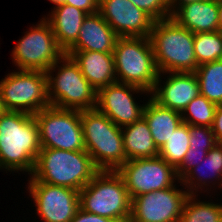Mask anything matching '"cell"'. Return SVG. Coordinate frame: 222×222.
<instances>
[{
  "label": "cell",
  "mask_w": 222,
  "mask_h": 222,
  "mask_svg": "<svg viewBox=\"0 0 222 222\" xmlns=\"http://www.w3.org/2000/svg\"><path fill=\"white\" fill-rule=\"evenodd\" d=\"M40 151L34 115L8 110L0 114V171L30 176Z\"/></svg>",
  "instance_id": "1"
},
{
  "label": "cell",
  "mask_w": 222,
  "mask_h": 222,
  "mask_svg": "<svg viewBox=\"0 0 222 222\" xmlns=\"http://www.w3.org/2000/svg\"><path fill=\"white\" fill-rule=\"evenodd\" d=\"M100 170L87 151L41 148L28 182L83 189Z\"/></svg>",
  "instance_id": "2"
},
{
  "label": "cell",
  "mask_w": 222,
  "mask_h": 222,
  "mask_svg": "<svg viewBox=\"0 0 222 222\" xmlns=\"http://www.w3.org/2000/svg\"><path fill=\"white\" fill-rule=\"evenodd\" d=\"M155 63L159 73L195 72L194 33L172 18L155 21L150 33Z\"/></svg>",
  "instance_id": "3"
},
{
  "label": "cell",
  "mask_w": 222,
  "mask_h": 222,
  "mask_svg": "<svg viewBox=\"0 0 222 222\" xmlns=\"http://www.w3.org/2000/svg\"><path fill=\"white\" fill-rule=\"evenodd\" d=\"M84 145L99 170L116 171L126 161L121 127L96 108L81 111Z\"/></svg>",
  "instance_id": "4"
},
{
  "label": "cell",
  "mask_w": 222,
  "mask_h": 222,
  "mask_svg": "<svg viewBox=\"0 0 222 222\" xmlns=\"http://www.w3.org/2000/svg\"><path fill=\"white\" fill-rule=\"evenodd\" d=\"M46 74L51 106L79 111L96 108L97 91L70 56L64 54Z\"/></svg>",
  "instance_id": "5"
},
{
  "label": "cell",
  "mask_w": 222,
  "mask_h": 222,
  "mask_svg": "<svg viewBox=\"0 0 222 222\" xmlns=\"http://www.w3.org/2000/svg\"><path fill=\"white\" fill-rule=\"evenodd\" d=\"M80 208L92 214L129 222L131 198L117 171L100 170L79 191Z\"/></svg>",
  "instance_id": "6"
},
{
  "label": "cell",
  "mask_w": 222,
  "mask_h": 222,
  "mask_svg": "<svg viewBox=\"0 0 222 222\" xmlns=\"http://www.w3.org/2000/svg\"><path fill=\"white\" fill-rule=\"evenodd\" d=\"M116 80L152 92L159 71L149 37H119L113 50Z\"/></svg>",
  "instance_id": "7"
},
{
  "label": "cell",
  "mask_w": 222,
  "mask_h": 222,
  "mask_svg": "<svg viewBox=\"0 0 222 222\" xmlns=\"http://www.w3.org/2000/svg\"><path fill=\"white\" fill-rule=\"evenodd\" d=\"M5 110L34 115L50 106L47 74L38 70H13L0 80Z\"/></svg>",
  "instance_id": "8"
},
{
  "label": "cell",
  "mask_w": 222,
  "mask_h": 222,
  "mask_svg": "<svg viewBox=\"0 0 222 222\" xmlns=\"http://www.w3.org/2000/svg\"><path fill=\"white\" fill-rule=\"evenodd\" d=\"M31 25L12 48V64L17 70L46 72L65 52L58 46L52 27L44 17Z\"/></svg>",
  "instance_id": "9"
},
{
  "label": "cell",
  "mask_w": 222,
  "mask_h": 222,
  "mask_svg": "<svg viewBox=\"0 0 222 222\" xmlns=\"http://www.w3.org/2000/svg\"><path fill=\"white\" fill-rule=\"evenodd\" d=\"M41 148L86 151L81 111L48 106L34 114Z\"/></svg>",
  "instance_id": "10"
},
{
  "label": "cell",
  "mask_w": 222,
  "mask_h": 222,
  "mask_svg": "<svg viewBox=\"0 0 222 222\" xmlns=\"http://www.w3.org/2000/svg\"><path fill=\"white\" fill-rule=\"evenodd\" d=\"M116 171L123 178L131 199L173 187L180 181L177 169L159 155L126 161Z\"/></svg>",
  "instance_id": "11"
},
{
  "label": "cell",
  "mask_w": 222,
  "mask_h": 222,
  "mask_svg": "<svg viewBox=\"0 0 222 222\" xmlns=\"http://www.w3.org/2000/svg\"><path fill=\"white\" fill-rule=\"evenodd\" d=\"M35 215L43 222H70L80 208L79 191L44 182L26 183ZM39 215V216H38Z\"/></svg>",
  "instance_id": "12"
},
{
  "label": "cell",
  "mask_w": 222,
  "mask_h": 222,
  "mask_svg": "<svg viewBox=\"0 0 222 222\" xmlns=\"http://www.w3.org/2000/svg\"><path fill=\"white\" fill-rule=\"evenodd\" d=\"M188 196L181 180L173 187L136 196L131 199L129 222H180Z\"/></svg>",
  "instance_id": "13"
},
{
  "label": "cell",
  "mask_w": 222,
  "mask_h": 222,
  "mask_svg": "<svg viewBox=\"0 0 222 222\" xmlns=\"http://www.w3.org/2000/svg\"><path fill=\"white\" fill-rule=\"evenodd\" d=\"M139 95L150 97L151 93L135 85L115 82L97 91L96 109L115 125L124 127L139 120L143 115L146 102L140 104Z\"/></svg>",
  "instance_id": "14"
},
{
  "label": "cell",
  "mask_w": 222,
  "mask_h": 222,
  "mask_svg": "<svg viewBox=\"0 0 222 222\" xmlns=\"http://www.w3.org/2000/svg\"><path fill=\"white\" fill-rule=\"evenodd\" d=\"M98 13L119 37H150L155 22L130 0H99Z\"/></svg>",
  "instance_id": "15"
},
{
  "label": "cell",
  "mask_w": 222,
  "mask_h": 222,
  "mask_svg": "<svg viewBox=\"0 0 222 222\" xmlns=\"http://www.w3.org/2000/svg\"><path fill=\"white\" fill-rule=\"evenodd\" d=\"M198 95H200L199 82L194 72L159 73L154 90L151 92V97L161 106L180 113Z\"/></svg>",
  "instance_id": "16"
},
{
  "label": "cell",
  "mask_w": 222,
  "mask_h": 222,
  "mask_svg": "<svg viewBox=\"0 0 222 222\" xmlns=\"http://www.w3.org/2000/svg\"><path fill=\"white\" fill-rule=\"evenodd\" d=\"M181 182L189 195L206 193V195L210 194L211 198L218 196V190L222 191V143L211 148L203 161L189 171Z\"/></svg>",
  "instance_id": "17"
},
{
  "label": "cell",
  "mask_w": 222,
  "mask_h": 222,
  "mask_svg": "<svg viewBox=\"0 0 222 222\" xmlns=\"http://www.w3.org/2000/svg\"><path fill=\"white\" fill-rule=\"evenodd\" d=\"M79 66L85 79L98 91L117 82L113 53L98 51H66Z\"/></svg>",
  "instance_id": "18"
},
{
  "label": "cell",
  "mask_w": 222,
  "mask_h": 222,
  "mask_svg": "<svg viewBox=\"0 0 222 222\" xmlns=\"http://www.w3.org/2000/svg\"><path fill=\"white\" fill-rule=\"evenodd\" d=\"M119 36L97 12L83 21L76 42L67 51H98L113 53Z\"/></svg>",
  "instance_id": "19"
},
{
  "label": "cell",
  "mask_w": 222,
  "mask_h": 222,
  "mask_svg": "<svg viewBox=\"0 0 222 222\" xmlns=\"http://www.w3.org/2000/svg\"><path fill=\"white\" fill-rule=\"evenodd\" d=\"M219 0H202L178 7L171 17L192 33L219 31Z\"/></svg>",
  "instance_id": "20"
},
{
  "label": "cell",
  "mask_w": 222,
  "mask_h": 222,
  "mask_svg": "<svg viewBox=\"0 0 222 222\" xmlns=\"http://www.w3.org/2000/svg\"><path fill=\"white\" fill-rule=\"evenodd\" d=\"M87 15L82 9L63 4L43 17L50 23L58 46L66 52L76 42Z\"/></svg>",
  "instance_id": "21"
},
{
  "label": "cell",
  "mask_w": 222,
  "mask_h": 222,
  "mask_svg": "<svg viewBox=\"0 0 222 222\" xmlns=\"http://www.w3.org/2000/svg\"><path fill=\"white\" fill-rule=\"evenodd\" d=\"M146 99L142 117L147 122L155 146L160 150L183 119L180 112L161 106L151 96Z\"/></svg>",
  "instance_id": "22"
},
{
  "label": "cell",
  "mask_w": 222,
  "mask_h": 222,
  "mask_svg": "<svg viewBox=\"0 0 222 222\" xmlns=\"http://www.w3.org/2000/svg\"><path fill=\"white\" fill-rule=\"evenodd\" d=\"M127 161L159 155L146 120L141 117L132 124L121 127Z\"/></svg>",
  "instance_id": "23"
},
{
  "label": "cell",
  "mask_w": 222,
  "mask_h": 222,
  "mask_svg": "<svg viewBox=\"0 0 222 222\" xmlns=\"http://www.w3.org/2000/svg\"><path fill=\"white\" fill-rule=\"evenodd\" d=\"M201 199H199L198 198ZM205 200L202 195H189L185 201L180 222H222V203L221 199L214 202L213 199ZM218 202V203H217Z\"/></svg>",
  "instance_id": "24"
},
{
  "label": "cell",
  "mask_w": 222,
  "mask_h": 222,
  "mask_svg": "<svg viewBox=\"0 0 222 222\" xmlns=\"http://www.w3.org/2000/svg\"><path fill=\"white\" fill-rule=\"evenodd\" d=\"M200 94L216 105L222 104V60L204 63L194 72Z\"/></svg>",
  "instance_id": "25"
},
{
  "label": "cell",
  "mask_w": 222,
  "mask_h": 222,
  "mask_svg": "<svg viewBox=\"0 0 222 222\" xmlns=\"http://www.w3.org/2000/svg\"><path fill=\"white\" fill-rule=\"evenodd\" d=\"M190 133L189 125L182 122L172 133L169 140L159 150V156L168 164L177 168L182 162L189 150Z\"/></svg>",
  "instance_id": "26"
},
{
  "label": "cell",
  "mask_w": 222,
  "mask_h": 222,
  "mask_svg": "<svg viewBox=\"0 0 222 222\" xmlns=\"http://www.w3.org/2000/svg\"><path fill=\"white\" fill-rule=\"evenodd\" d=\"M194 54L199 65L222 60V32L194 34Z\"/></svg>",
  "instance_id": "27"
},
{
  "label": "cell",
  "mask_w": 222,
  "mask_h": 222,
  "mask_svg": "<svg viewBox=\"0 0 222 222\" xmlns=\"http://www.w3.org/2000/svg\"><path fill=\"white\" fill-rule=\"evenodd\" d=\"M217 105L201 94L195 97L181 113L184 123L196 126H212Z\"/></svg>",
  "instance_id": "28"
},
{
  "label": "cell",
  "mask_w": 222,
  "mask_h": 222,
  "mask_svg": "<svg viewBox=\"0 0 222 222\" xmlns=\"http://www.w3.org/2000/svg\"><path fill=\"white\" fill-rule=\"evenodd\" d=\"M189 133V149L197 151H209L216 144H218L210 127L189 125Z\"/></svg>",
  "instance_id": "29"
},
{
  "label": "cell",
  "mask_w": 222,
  "mask_h": 222,
  "mask_svg": "<svg viewBox=\"0 0 222 222\" xmlns=\"http://www.w3.org/2000/svg\"><path fill=\"white\" fill-rule=\"evenodd\" d=\"M133 5L145 11L155 21L168 19L171 13L167 0H130Z\"/></svg>",
  "instance_id": "30"
},
{
  "label": "cell",
  "mask_w": 222,
  "mask_h": 222,
  "mask_svg": "<svg viewBox=\"0 0 222 222\" xmlns=\"http://www.w3.org/2000/svg\"><path fill=\"white\" fill-rule=\"evenodd\" d=\"M208 151H197L189 149L183 162L176 168L177 176L181 180L189 171L200 164L206 157Z\"/></svg>",
  "instance_id": "31"
},
{
  "label": "cell",
  "mask_w": 222,
  "mask_h": 222,
  "mask_svg": "<svg viewBox=\"0 0 222 222\" xmlns=\"http://www.w3.org/2000/svg\"><path fill=\"white\" fill-rule=\"evenodd\" d=\"M70 222H120L111 218H106L99 216L97 214H92L79 208L76 215Z\"/></svg>",
  "instance_id": "32"
},
{
  "label": "cell",
  "mask_w": 222,
  "mask_h": 222,
  "mask_svg": "<svg viewBox=\"0 0 222 222\" xmlns=\"http://www.w3.org/2000/svg\"><path fill=\"white\" fill-rule=\"evenodd\" d=\"M65 4L82 9L87 14L98 12L99 0H66Z\"/></svg>",
  "instance_id": "33"
},
{
  "label": "cell",
  "mask_w": 222,
  "mask_h": 222,
  "mask_svg": "<svg viewBox=\"0 0 222 222\" xmlns=\"http://www.w3.org/2000/svg\"><path fill=\"white\" fill-rule=\"evenodd\" d=\"M211 129L215 135L216 141L222 143V104L217 105Z\"/></svg>",
  "instance_id": "34"
},
{
  "label": "cell",
  "mask_w": 222,
  "mask_h": 222,
  "mask_svg": "<svg viewBox=\"0 0 222 222\" xmlns=\"http://www.w3.org/2000/svg\"><path fill=\"white\" fill-rule=\"evenodd\" d=\"M202 0H167L170 13L172 14L178 7L184 6L189 3L199 2Z\"/></svg>",
  "instance_id": "35"
},
{
  "label": "cell",
  "mask_w": 222,
  "mask_h": 222,
  "mask_svg": "<svg viewBox=\"0 0 222 222\" xmlns=\"http://www.w3.org/2000/svg\"><path fill=\"white\" fill-rule=\"evenodd\" d=\"M218 23H219V31L222 32V0H219Z\"/></svg>",
  "instance_id": "36"
},
{
  "label": "cell",
  "mask_w": 222,
  "mask_h": 222,
  "mask_svg": "<svg viewBox=\"0 0 222 222\" xmlns=\"http://www.w3.org/2000/svg\"><path fill=\"white\" fill-rule=\"evenodd\" d=\"M48 1H50V3L53 4V7L51 8V10H52V9L58 7V6H61V5L65 4L66 0H48Z\"/></svg>",
  "instance_id": "37"
},
{
  "label": "cell",
  "mask_w": 222,
  "mask_h": 222,
  "mask_svg": "<svg viewBox=\"0 0 222 222\" xmlns=\"http://www.w3.org/2000/svg\"><path fill=\"white\" fill-rule=\"evenodd\" d=\"M5 111L3 102H2V98H1V94H0V114H2Z\"/></svg>",
  "instance_id": "38"
}]
</instances>
